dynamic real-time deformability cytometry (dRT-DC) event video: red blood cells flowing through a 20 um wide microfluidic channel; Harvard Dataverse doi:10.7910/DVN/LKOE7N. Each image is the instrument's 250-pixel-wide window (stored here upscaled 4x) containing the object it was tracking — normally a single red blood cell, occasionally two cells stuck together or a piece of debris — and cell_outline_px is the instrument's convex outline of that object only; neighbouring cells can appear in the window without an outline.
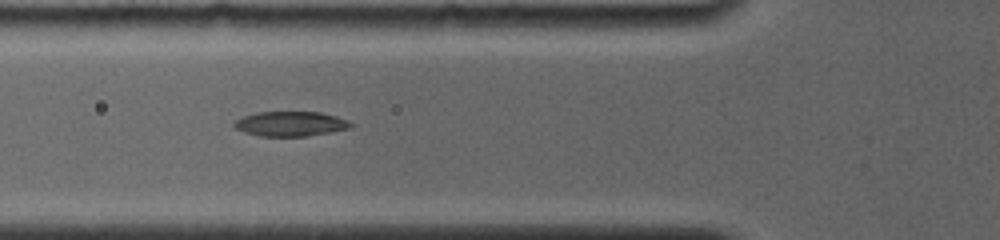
{"species": "common noctule bat (a hibernating species)", "species_latin": "Nyctalus noctula", "temperature_condition": "room temperature", "stored_images_in_passage": 5, "camera_frame_rate_fps": 4000, "um_per_image_px": 0.085, "animal": {"sex": "female", "body_mass_g": 19.0, "forearm_length_mm": 56.7}, "frame": {"image": 1, "passage_image": 4, "time_ms": 3.25, "image_size_px": [1000, 240], "cell_outline_px": [[356, 124], [352, 128], [308, 136], [260, 136], [244, 132], [236, 128], [232, 124], [236, 120], [244, 116], [256, 112], [320, 112], [336, 116], [348, 120]], "centroid_in_image_um": [24.74, 10.52], "position_along_channel_um": 101.1, "area_um2": 16.94}}
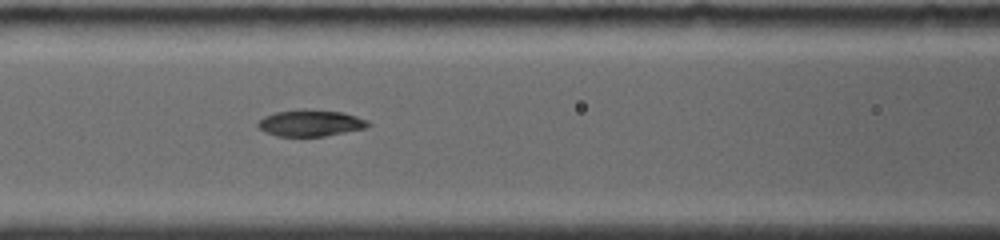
{"frame": {"image": 2, "passage_image": 5, "time_ms": 4.25, "image_size_px": [1000, 240], "cell_outline_px": [[372, 124], [368, 128], [324, 136], [276, 136], [264, 132], [256, 128], [256, 124], [264, 116], [276, 112], [296, 108], [300, 108], [344, 112], [368, 120]], "centroid_in_image_um": [26.38, 10.45], "position_along_channel_um": 140.2, "area_um2": 17.46}}